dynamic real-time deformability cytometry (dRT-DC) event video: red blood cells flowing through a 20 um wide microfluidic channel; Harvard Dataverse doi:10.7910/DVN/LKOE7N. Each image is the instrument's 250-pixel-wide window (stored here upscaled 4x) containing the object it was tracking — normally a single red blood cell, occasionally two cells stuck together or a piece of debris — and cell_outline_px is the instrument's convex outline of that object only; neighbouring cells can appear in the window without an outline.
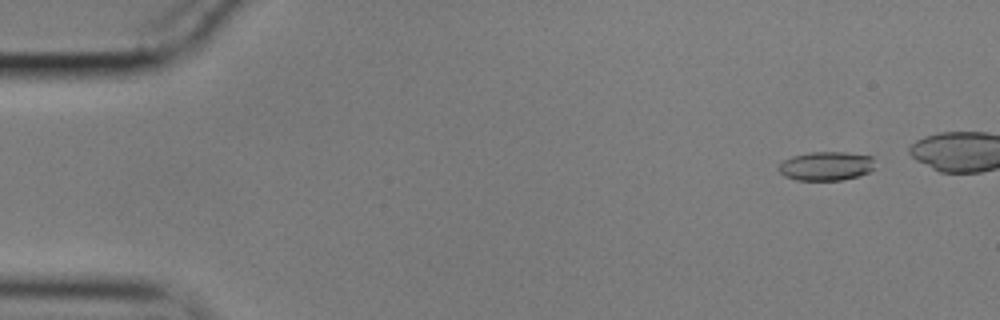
{"species": "common noctule bat (a hibernating species)", "species_latin": "Nyctalus noctula", "temperature_condition": "cold", "stored_images_in_passage": 55, "camera_frame_rate_fps": 3000, "um_per_image_px": 0.085, "animal": {"sex": "male", "body_mass_g": 17.9}, "frame": {"image": 1, "passage_image": 5, "time_ms": 1.333, "image_size_px": [1000, 320], "cell_outline_px": [[876, 168], [860, 176], [840, 180], [796, 180], [784, 176], [780, 172], [780, 164], [784, 160], [792, 156], [808, 152], [844, 152], [872, 156]], "centroid_in_image_um": [70.26, 14.11], "position_along_channel_um": 14.7, "area_um2": 16.3}}
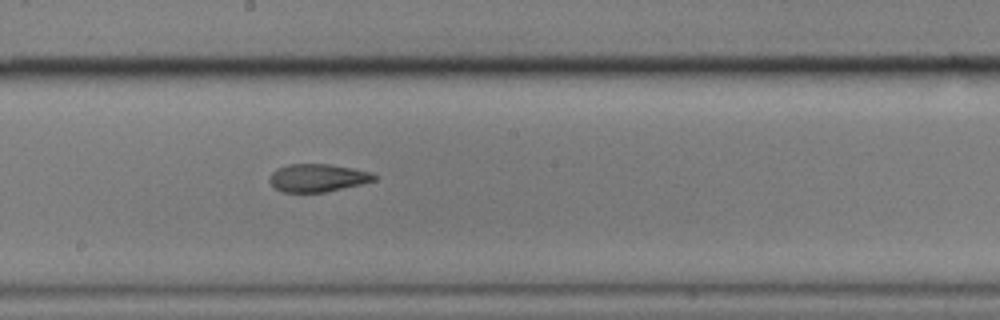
{"frame": {"image": 2, "passage_image": 31, "time_ms": 10.0, "image_size_px": [1000, 320], "cell_outline_px": [[380, 176], [376, 180], [360, 184], [324, 192], [284, 192], [276, 188], [268, 180], [272, 172], [276, 168], [288, 164], [328, 164], [352, 168], [372, 172]], "centroid_in_image_um": [27.02, 15.1], "position_along_channel_um": 221.2, "area_um2": 16.99}}
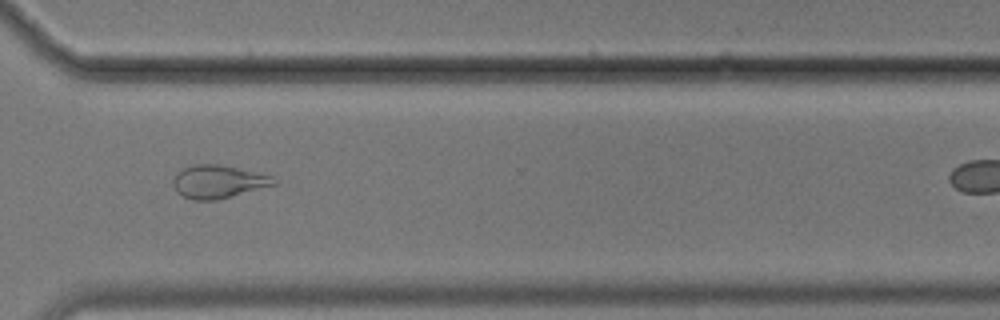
{"frame": {"image": 3, "passage_image": 42, "time_ms": 13.667, "image_size_px": [1000, 320], "cell_outline_px": [[280, 184], [216, 200], [192, 200], [176, 192], [172, 184], [172, 180], [180, 168], [192, 164], [220, 164], [272, 176]], "centroid_in_image_um": [18.53, 15.44], "position_along_channel_um": 352.1, "area_um2": 19.65}, "authors_computed_cell_mechanics": {"area_um2": 16.9932, "velocity_mm_per_s": 3.5727, "shape_relaxation_time_tau1_ms": null, "shape_relaxation_time_tau2_ms": 2.5979, "deformation_change_tau1": null, "deformation_change_tau2": 0.0904}}